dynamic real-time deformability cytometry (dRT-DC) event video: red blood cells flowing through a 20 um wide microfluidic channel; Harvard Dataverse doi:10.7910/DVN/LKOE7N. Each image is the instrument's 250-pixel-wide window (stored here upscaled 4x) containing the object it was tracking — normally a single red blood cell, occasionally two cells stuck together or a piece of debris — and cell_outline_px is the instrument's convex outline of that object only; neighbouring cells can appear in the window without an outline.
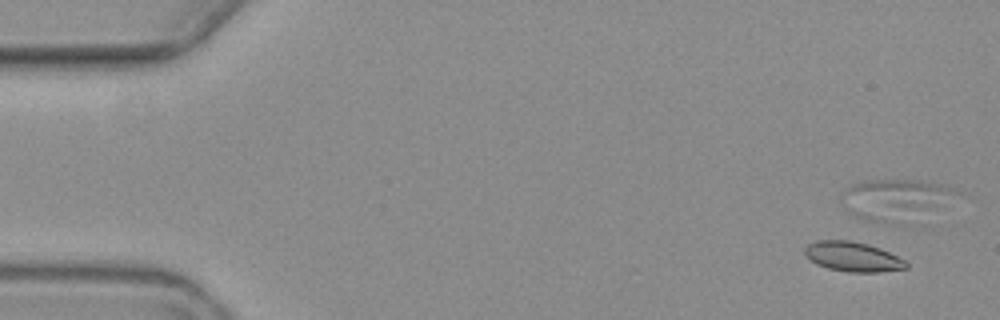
{"species": "common noctule bat (a hibernating species)", "species_latin": "Nyctalus noctula", "temperature_condition": "warm", "stored_images_in_passage": 7, "camera_frame_rate_fps": 3000, "um_per_image_px": 0.085, "animal": {"sex": "female", "body_mass_g": 19.3, "forearm_length_mm": 54.1}, "frame": {"image": 1, "passage_image": 1, "time_ms": 0.0, "image_size_px": [1000, 320], "cell_outline_px": [[908, 268], [880, 272], [848, 272], [828, 268], [816, 264], [804, 256], [804, 248], [808, 244], [816, 240], [848, 240], [868, 244], [880, 248], [904, 260], [908, 264]], "centroid_in_image_um": [72.45, 21.82], "position_along_channel_um": 12.6, "area_um2": 17.63}}
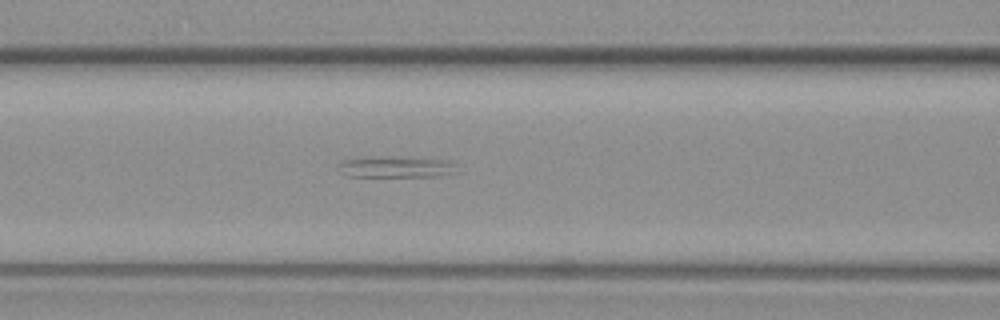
{"frame": {"image": 2, "passage_image": 7, "time_ms": 7.667, "image_size_px": [1000, 320], "cell_outline_px": [[460, 172], [440, 176], [344, 176], [336, 168], [336, 164], [340, 160], [372, 156], [448, 160], [456, 164]], "centroid_in_image_um": [33.62, 14.19], "position_along_channel_um": 133.0, "area_um2": 14.97}}